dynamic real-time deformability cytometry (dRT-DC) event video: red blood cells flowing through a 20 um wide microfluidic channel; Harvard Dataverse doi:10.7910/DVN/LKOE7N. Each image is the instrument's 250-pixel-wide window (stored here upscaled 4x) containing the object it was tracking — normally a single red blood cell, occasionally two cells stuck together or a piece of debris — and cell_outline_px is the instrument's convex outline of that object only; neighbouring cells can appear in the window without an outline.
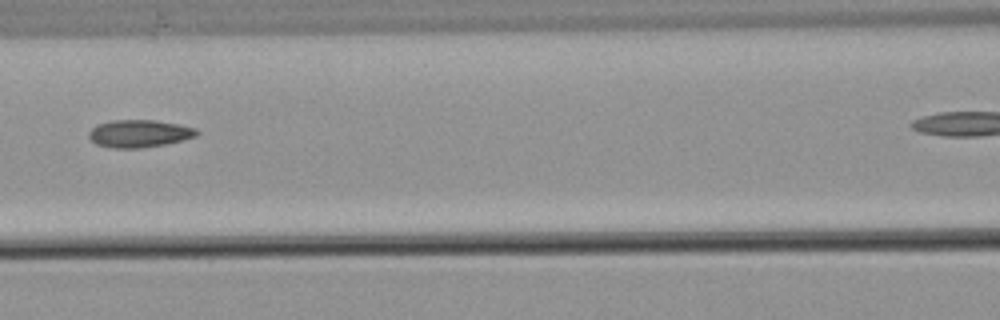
{"species": "common noctule bat (a hibernating species)", "species_latin": "Nyctalus noctula", "temperature_condition": "warm", "stored_images_in_passage": 6, "camera_frame_rate_fps": 3000, "um_per_image_px": 0.085, "animal": {"sex": "male", "body_mass_g": 21.5, "forearm_length_mm": 52.0}, "frame": {"image": 1, "passage_image": 5, "time_ms": 4.667, "image_size_px": [1000, 320], "cell_outline_px": [[200, 132], [196, 136], [164, 144], [140, 148], [112, 148], [96, 144], [88, 136], [88, 132], [96, 124], [112, 120], [156, 120], [180, 124], [196, 128]], "centroid_in_image_um": [11.82, 11.34], "position_along_channel_um": 154.8, "area_um2": 17.34}}